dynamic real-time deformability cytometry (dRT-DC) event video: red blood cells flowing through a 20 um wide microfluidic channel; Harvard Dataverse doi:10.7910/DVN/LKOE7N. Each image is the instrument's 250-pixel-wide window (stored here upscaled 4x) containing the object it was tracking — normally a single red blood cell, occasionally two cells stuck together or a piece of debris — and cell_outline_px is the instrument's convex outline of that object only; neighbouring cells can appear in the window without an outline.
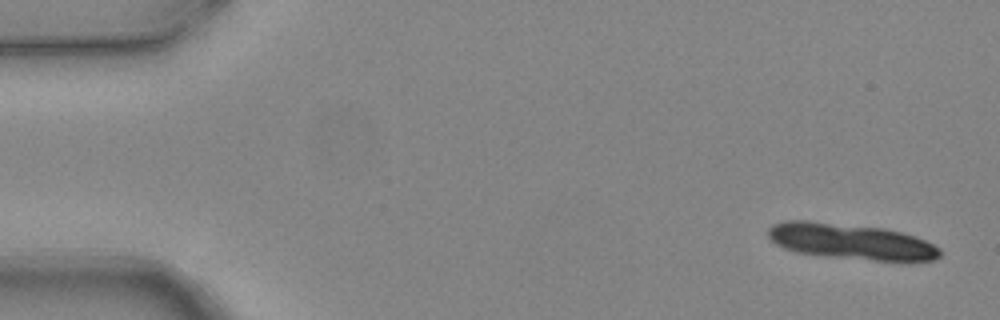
{"species": "common noctule bat (a hibernating species)", "species_latin": "Nyctalus noctula", "temperature_condition": "warm", "stored_images_in_passage": 5, "camera_frame_rate_fps": 3000, "um_per_image_px": 0.085, "animal": {"sex": "female", "body_mass_g": 24.6, "forearm_length_mm": 56.2}, "frame": {"image": 1, "passage_image": 1, "time_ms": 0.0, "image_size_px": [1000, 320], "cell_outline_px": [[944, 252], [936, 260], [876, 260], [828, 256], [796, 252], [784, 248], [776, 244], [768, 236], [768, 228], [772, 224], [784, 220], [808, 220], [884, 228], [900, 232], [924, 240], [940, 248]], "centroid_in_image_um": [72.29, 20.51], "position_along_channel_um": 12.7, "area_um2": 35.6}}
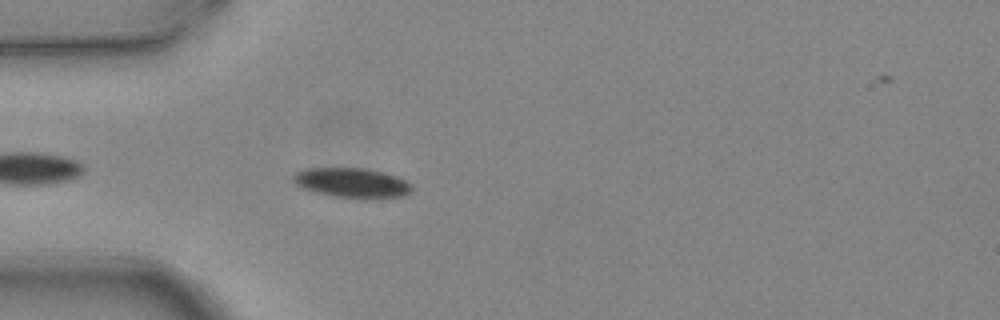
{"frame": {"image": 2, "passage_image": 5, "time_ms": 1.333, "image_size_px": [1000, 320], "cell_outline_px": [[412, 188], [404, 196], [368, 200], [360, 200], [332, 196], [300, 188], [292, 180], [292, 176], [296, 172], [304, 168], [364, 168], [384, 172], [396, 176], [412, 184]], "centroid_in_image_um": [29.91, 15.56], "position_along_channel_um": 55.1, "area_um2": 21.1}}